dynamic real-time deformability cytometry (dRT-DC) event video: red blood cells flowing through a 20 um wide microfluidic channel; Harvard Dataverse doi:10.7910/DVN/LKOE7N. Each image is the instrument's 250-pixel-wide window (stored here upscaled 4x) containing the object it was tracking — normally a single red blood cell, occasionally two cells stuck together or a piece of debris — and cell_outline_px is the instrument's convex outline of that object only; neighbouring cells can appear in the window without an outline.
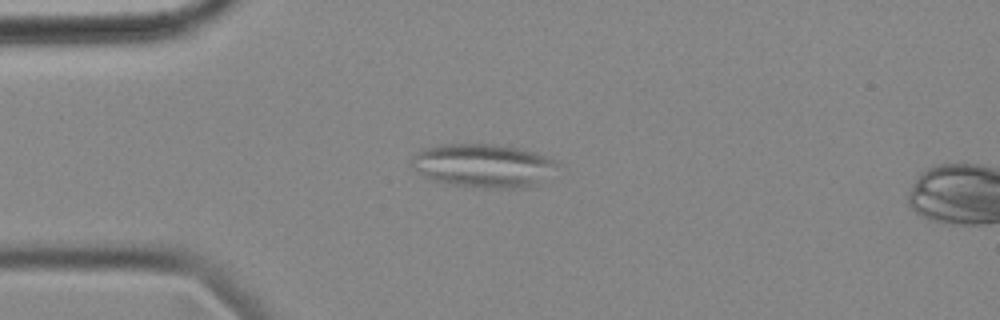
{"species": "common noctule bat (a hibernating species)", "species_latin": "Nyctalus noctula", "temperature_condition": "cold", "stored_images_in_passage": 50, "camera_frame_rate_fps": 3000, "um_per_image_px": 0.085, "animal": {"sex": "female", "body_mass_g": 18.4}, "frame": {"image": 1, "passage_image": 8, "time_ms": 2.333, "image_size_px": [1000, 320], "cell_outline_px": [[556, 164], [532, 184], [524, 188], [488, 188], [456, 184], [436, 180], [420, 172], [412, 164], [412, 160], [416, 152], [420, 148], [440, 144], [492, 144], [520, 148], [536, 152], [556, 160]], "centroid_in_image_um": [41.0, 14.03], "position_along_channel_um": 44.0, "area_um2": 35.72}}
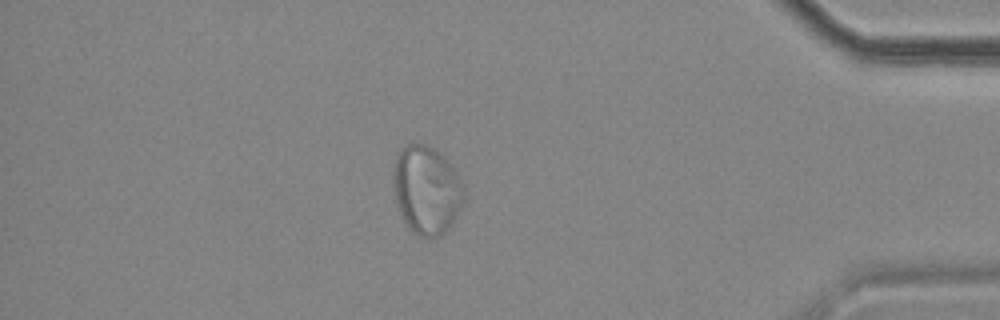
{"frame": {"image": 2, "passage_image": 43, "time_ms": 14.0, "image_size_px": [1000, 320], "cell_outline_px": [[464, 200], [452, 224], [440, 236], [420, 236], [412, 232], [408, 228], [400, 212], [396, 200], [392, 180], [392, 176], [396, 156], [400, 148], [408, 140], [428, 144], [444, 156], [464, 184]], "centroid_in_image_um": [36.24, 16.08], "position_along_channel_um": 399.0, "area_um2": 36.82}}